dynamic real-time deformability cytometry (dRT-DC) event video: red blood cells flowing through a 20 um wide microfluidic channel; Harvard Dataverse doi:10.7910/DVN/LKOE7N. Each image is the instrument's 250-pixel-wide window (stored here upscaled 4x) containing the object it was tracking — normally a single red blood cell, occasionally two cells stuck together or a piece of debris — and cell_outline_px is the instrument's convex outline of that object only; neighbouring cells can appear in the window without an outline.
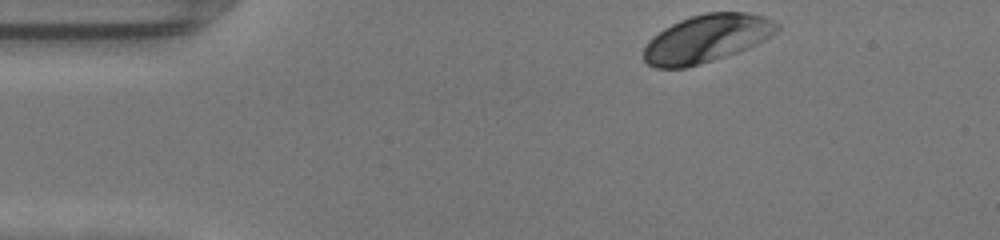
{"species": "human", "species_latin": "Homo sapiens", "temperature_condition": "warm", "stored_images_in_passage": 36, "camera_frame_rate_fps": 3000, "um_per_image_px": 0.085, "donor": {"sex": "female"}, "frame": {"image": 1, "passage_image": 1, "time_ms": 0.0, "image_size_px": [1000, 240], "cell_outline_px": [[780, 28], [776, 32], [764, 40], [748, 48], [700, 64], [684, 68], [656, 68], [648, 64], [644, 60], [644, 48], [648, 40], [652, 36], [664, 28], [680, 20], [704, 12], [748, 12], [764, 16], [780, 24]], "centroid_in_image_um": [60.06, 3.26], "position_along_channel_um": 24.9, "area_um2": 37.05}}
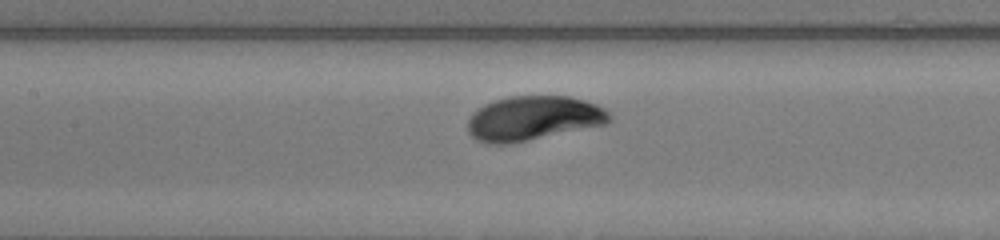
{"frame": {"image": 2, "passage_image": 16, "time_ms": 5.0, "image_size_px": [1000, 240], "cell_outline_px": [[612, 120], [608, 124], [508, 144], [484, 144], [476, 140], [468, 132], [468, 120], [472, 112], [484, 104], [508, 96], [568, 96], [584, 100], [596, 104], [604, 108], [612, 116]], "centroid_in_image_um": [45.32, 10.06], "position_along_channel_um": 162.1, "area_um2": 36.93}}
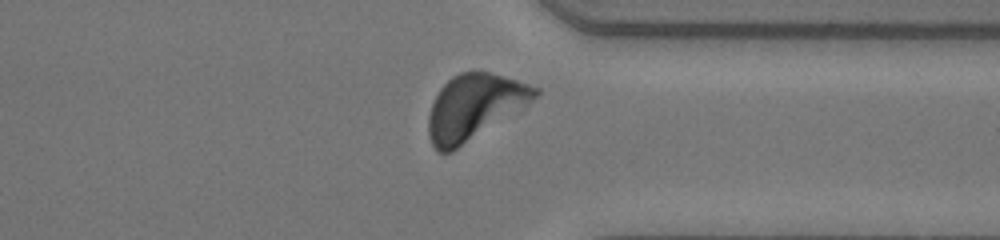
{"frame": {"image": 3, "passage_image": 31, "time_ms": 10.0, "image_size_px": [1000, 240], "cell_outline_px": [[540, 92], [524, 108], [452, 152], [436, 152], [428, 136], [428, 116], [432, 104], [440, 88], [452, 76], [460, 72], [472, 68], [488, 72], [516, 80], [540, 88]], "centroid_in_image_um": [40.3, 9.08], "position_along_channel_um": 371.1, "area_um2": 40.86}, "authors_computed_cell_mechanics": {"area_um2": 36.5585, "velocity_mm_per_s": 4.2277, "shape_relaxation_time_tau1_ms": 1.6342, "shape_relaxation_time_tau2_ms": null, "deformation_change_tau1": 0.1196, "deformation_change_tau2": null}}